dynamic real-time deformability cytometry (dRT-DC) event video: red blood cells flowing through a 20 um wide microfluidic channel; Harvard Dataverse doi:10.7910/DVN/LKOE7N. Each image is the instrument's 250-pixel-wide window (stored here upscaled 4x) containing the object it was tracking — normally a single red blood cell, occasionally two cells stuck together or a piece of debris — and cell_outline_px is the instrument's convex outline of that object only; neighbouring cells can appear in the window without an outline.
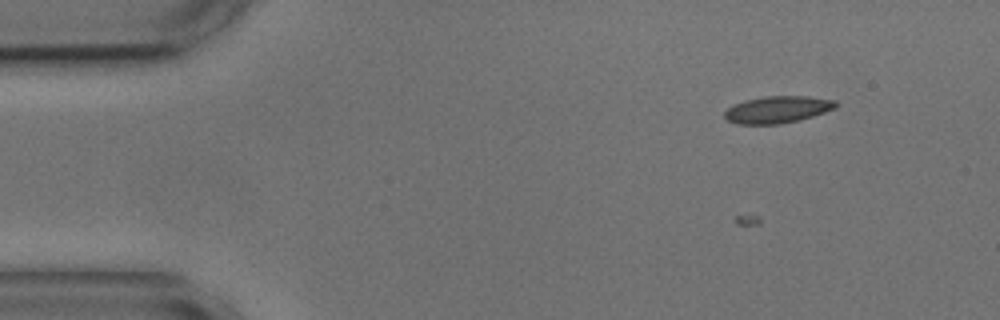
{"species": "common noctule bat (a hibernating species)", "species_latin": "Nyctalus noctula", "temperature_condition": "cold", "stored_images_in_passage": 5, "camera_frame_rate_fps": 3000, "um_per_image_px": 0.085, "animal": {"sex": "male", "body_mass_g": 17.9, "forearm_length_mm": 54.2}, "frame": {"image": 1, "passage_image": 2, "time_ms": 1.0, "image_size_px": [1000, 320], "cell_outline_px": [[840, 104], [836, 108], [800, 120], [780, 124], [736, 124], [728, 120], [724, 116], [724, 112], [728, 108], [744, 100], [764, 96], [808, 96], [836, 100]], "centroid_in_image_um": [66.12, 9.31], "position_along_channel_um": 18.9, "area_um2": 17.57}}